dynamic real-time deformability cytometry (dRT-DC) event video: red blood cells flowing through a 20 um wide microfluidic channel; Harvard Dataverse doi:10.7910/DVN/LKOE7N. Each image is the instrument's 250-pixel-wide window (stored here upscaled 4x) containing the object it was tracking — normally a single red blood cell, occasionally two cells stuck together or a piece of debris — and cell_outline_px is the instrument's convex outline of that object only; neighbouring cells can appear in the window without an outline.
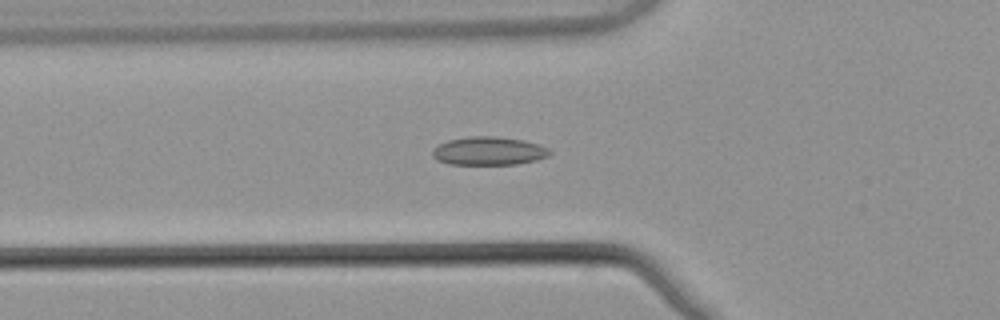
{"species": "common noctule bat (a hibernating species)", "species_latin": "Nyctalus noctula", "temperature_condition": "warm", "stored_images_in_passage": 54, "camera_frame_rate_fps": 3000, "um_per_image_px": 0.085, "animal": {"sex": "male", "body_mass_g": 21.5, "forearm_length_mm": 52.0}, "frame": {"image": 1, "passage_image": 20, "time_ms": 6.333, "image_size_px": [1000, 320], "cell_outline_px": [[552, 152], [548, 156], [536, 160], [516, 164], [448, 164], [436, 160], [432, 156], [432, 152], [436, 144], [448, 140], [468, 136], [496, 136], [524, 140], [548, 148]], "centroid_in_image_um": [41.5, 12.83], "position_along_channel_um": 84.3, "area_um2": 19.48}}
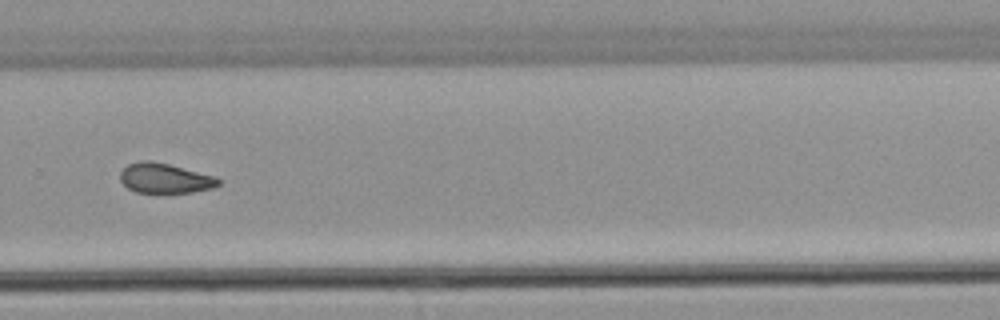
{"frame": {"image": 2, "passage_image": 38, "time_ms": 12.333, "image_size_px": [1000, 320], "cell_outline_px": [[220, 184], [212, 188], [192, 192], [136, 192], [128, 188], [120, 180], [120, 172], [128, 164], [140, 160], [152, 160], [168, 164], [212, 176], [220, 180]], "centroid_in_image_um": [13.97, 15.14], "position_along_channel_um": 315.8, "area_um2": 16.82}}
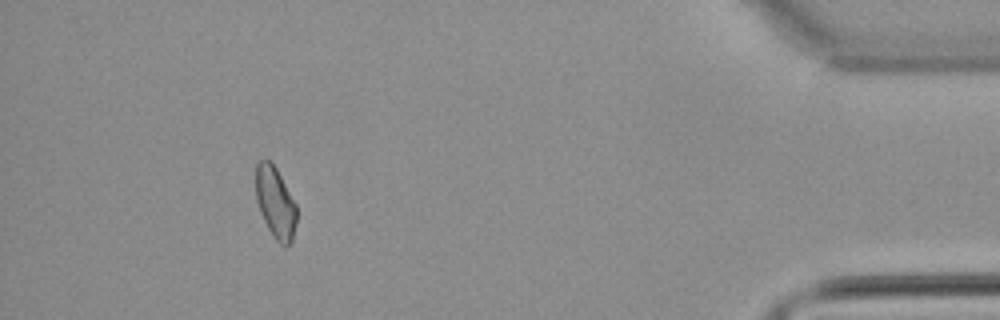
{"frame": {"image": 3, "passage_image": 50, "time_ms": 16.333, "image_size_px": [1000, 320], "cell_outline_px": [[296, 224], [292, 244], [280, 244], [276, 240], [268, 228], [260, 212], [256, 200], [256, 164], [260, 160], [268, 160], [276, 168], [296, 204]], "centroid_in_image_um": [23.41, 17.24], "position_along_channel_um": 411.8, "area_um2": 16.82}, "authors_computed_cell_mechanics": {"area_um2": 18.0625, "velocity_mm_per_s": 3.8546, "shape_relaxation_time_tau1_ms": null, "shape_relaxation_time_tau2_ms": 4.6378, "deformation_change_tau1": null, "deformation_change_tau2": 0.0834}}